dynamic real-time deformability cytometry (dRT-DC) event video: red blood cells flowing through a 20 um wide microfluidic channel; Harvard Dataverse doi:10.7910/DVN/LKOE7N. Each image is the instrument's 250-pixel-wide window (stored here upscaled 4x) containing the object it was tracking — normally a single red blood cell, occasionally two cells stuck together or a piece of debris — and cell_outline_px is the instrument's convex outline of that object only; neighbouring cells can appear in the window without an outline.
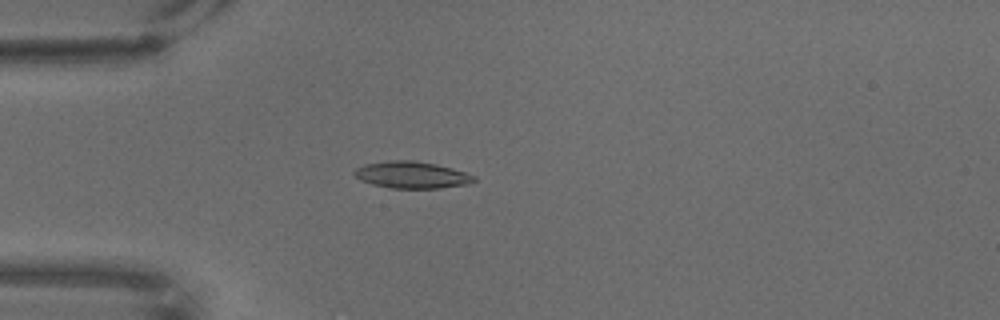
{"species": "common noctule bat (a hibernating species)", "species_latin": "Nyctalus noctula", "temperature_condition": "warm", "stored_images_in_passage": 65, "camera_frame_rate_fps": 3000, "um_per_image_px": 0.085, "animal": {"sex": "male", "body_mass_g": 18.8}, "frame": {"image": 1, "passage_image": 16, "time_ms": 5.0, "image_size_px": [1000, 320], "cell_outline_px": [[476, 180], [468, 184], [440, 188], [392, 188], [372, 184], [360, 180], [352, 172], [356, 168], [364, 164], [388, 160], [416, 160], [436, 164], [452, 168], [476, 176]], "centroid_in_image_um": [34.99, 14.86], "position_along_channel_um": 50.0, "area_um2": 18.79}}
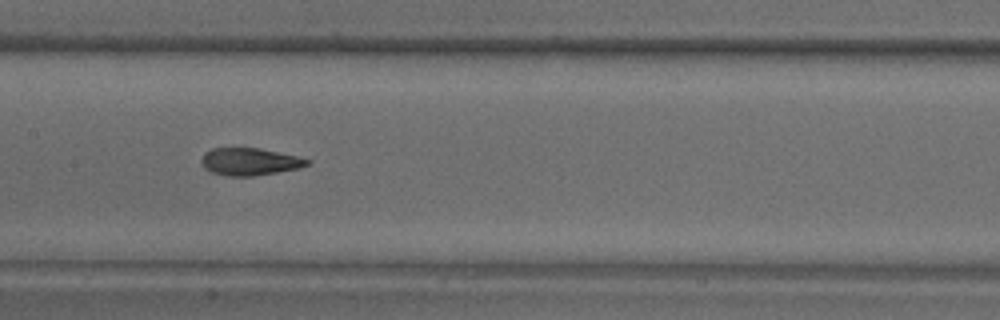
{"frame": {"image": 2, "passage_image": 31, "time_ms": 10.0, "image_size_px": [1000, 320], "cell_outline_px": [[312, 164], [300, 168], [252, 176], [228, 176], [212, 172], [204, 168], [200, 160], [204, 152], [212, 148], [260, 148], [296, 156], [312, 160]], "centroid_in_image_um": [21.23, 13.73], "position_along_channel_um": 186.2, "area_um2": 16.94}}
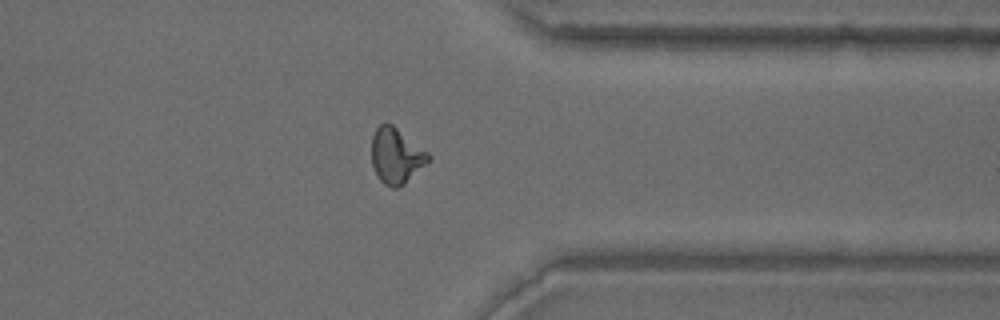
{"frame": {"image": 3, "passage_image": 51, "time_ms": 16.667, "image_size_px": [1000, 320], "cell_outline_px": [[432, 160], [404, 184], [396, 188], [392, 188], [384, 184], [380, 180], [372, 164], [372, 136], [376, 128], [380, 124], [392, 124], [428, 152], [432, 156]], "centroid_in_image_um": [33.71, 13.26], "position_along_channel_um": 377.7, "area_um2": 18.38}}